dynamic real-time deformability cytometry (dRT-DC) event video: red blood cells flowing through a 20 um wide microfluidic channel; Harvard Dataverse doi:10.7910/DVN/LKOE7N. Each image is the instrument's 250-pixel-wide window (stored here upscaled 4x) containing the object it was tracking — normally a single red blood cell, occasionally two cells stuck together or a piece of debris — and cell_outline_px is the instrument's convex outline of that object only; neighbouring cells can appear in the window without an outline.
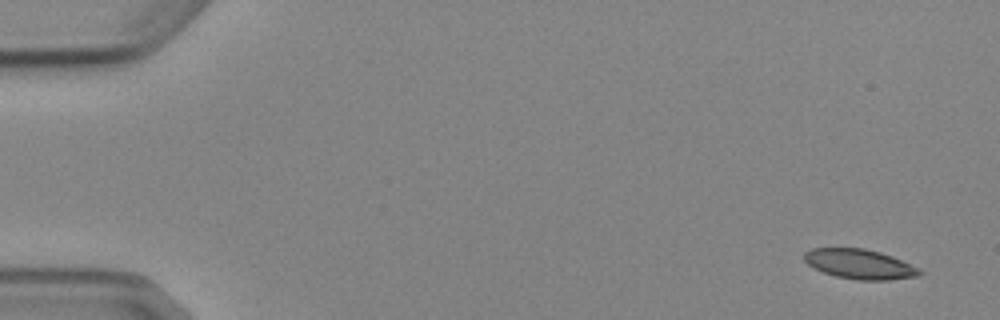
{"species": "Egyptian fruit bat (a non-hibernating species)", "species_latin": "Rousettus aegyptiacus", "temperature_condition": "cold", "stored_images_in_passage": 7, "camera_frame_rate_fps": 3000, "um_per_image_px": 0.085, "animal": {"sex": "female"}, "frame": {"image": 1, "passage_image": 1, "time_ms": 0.0, "image_size_px": [1000, 320], "cell_outline_px": [[924, 272], [920, 276], [888, 280], [856, 280], [836, 276], [824, 272], [808, 264], [804, 260], [804, 252], [812, 248], [864, 248], [880, 252], [892, 256]], "centroid_in_image_um": [73.06, 22.45], "position_along_channel_um": 11.9, "area_um2": 19.83}}
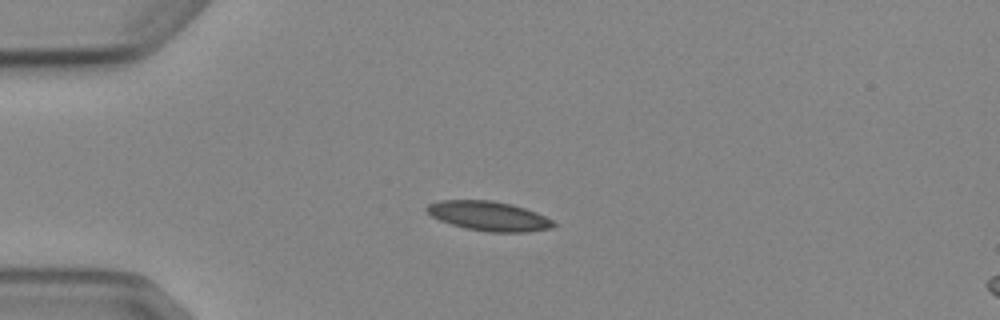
{"frame": {"image": 2, "passage_image": 4, "time_ms": 3.667, "image_size_px": [1000, 320], "cell_outline_px": [[556, 224], [552, 228], [528, 232], [488, 232], [464, 228], [440, 220], [432, 216], [424, 208], [428, 204], [440, 200], [492, 200], [512, 204], [536, 212], [552, 220]], "centroid_in_image_um": [41.54, 18.36], "position_along_channel_um": 43.5, "area_um2": 21.79}}
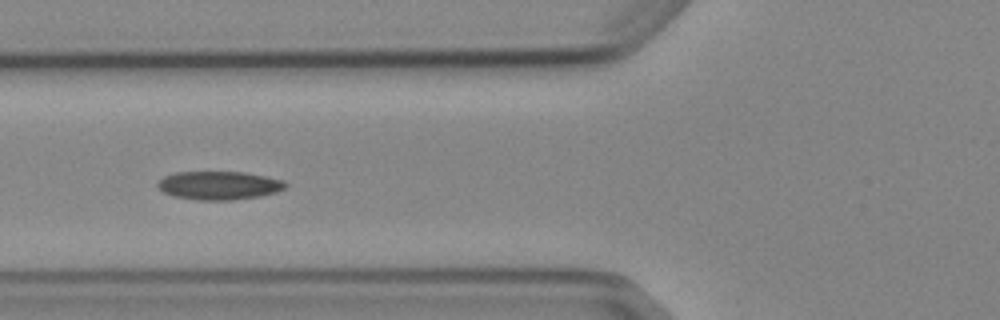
{"frame": {"image": 3, "passage_image": 6, "time_ms": 6.0, "image_size_px": [1000, 320], "cell_outline_px": [[288, 184], [284, 188], [276, 192], [260, 196], [232, 200], [196, 200], [176, 196], [164, 192], [156, 184], [164, 176], [176, 172], [244, 172], [284, 180]], "centroid_in_image_um": [18.64, 15.76], "position_along_channel_um": 107.2, "area_um2": 21.04}}